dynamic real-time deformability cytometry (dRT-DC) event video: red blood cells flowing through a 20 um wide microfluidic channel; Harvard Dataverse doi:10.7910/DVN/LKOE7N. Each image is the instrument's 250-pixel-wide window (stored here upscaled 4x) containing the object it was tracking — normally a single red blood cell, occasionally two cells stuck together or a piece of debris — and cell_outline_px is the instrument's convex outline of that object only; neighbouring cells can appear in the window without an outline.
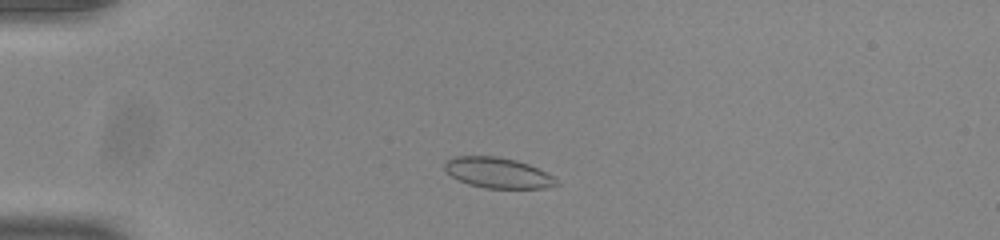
{"species": "common noctule bat (a hibernating species)", "species_latin": "Nyctalus noctula", "temperature_condition": "room temperature", "stored_images_in_passage": 47, "camera_frame_rate_fps": 3000, "um_per_image_px": 0.085, "animal": {"sex": "male", "body_mass_g": 20.0, "forearm_length_mm": 53.3}, "frame": {"image": 1, "passage_image": 7, "time_ms": 2.0, "image_size_px": [1000, 240], "cell_outline_px": [[560, 184], [544, 188], [484, 188], [468, 184], [452, 176], [444, 168], [444, 164], [448, 160], [456, 156], [500, 156], [516, 160], [528, 164], [552, 176]], "centroid_in_image_um": [42.31, 14.69], "position_along_channel_um": 42.7, "area_um2": 19.65}}
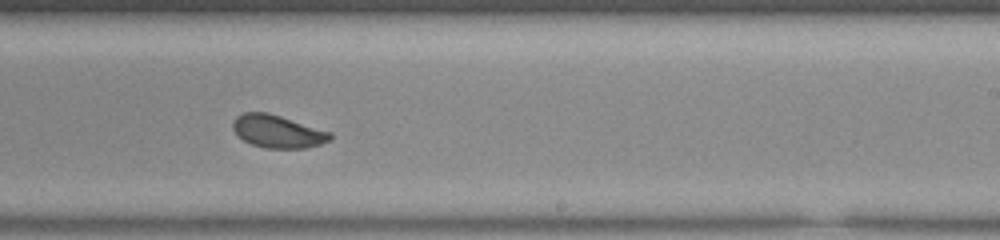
{"frame": {"image": 2, "passage_image": 27, "time_ms": 8.667, "image_size_px": [1000, 240], "cell_outline_px": [[332, 140], [320, 144], [304, 148], [264, 148], [252, 144], [236, 136], [232, 128], [232, 124], [236, 116], [244, 112], [268, 112], [332, 132]], "centroid_in_image_um": [23.59, 11.17], "position_along_channel_um": 265.4, "area_um2": 18.73}}
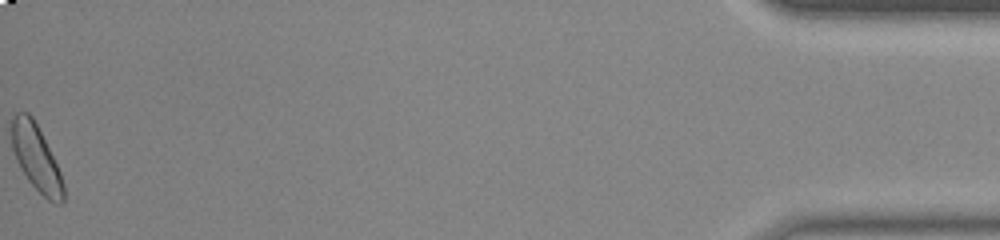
{"frame": {"image": 3, "passage_image": 47, "time_ms": 15.333, "image_size_px": [1000, 240], "cell_outline_px": [[64, 204], [56, 204], [48, 200], [28, 180], [20, 168], [16, 160], [12, 148], [12, 116], [16, 112], [28, 112], [32, 116], [60, 172], [64, 184]], "centroid_in_image_um": [3.07, 13.44], "position_along_channel_um": 432.1, "area_um2": 19.59}, "authors_computed_cell_mechanics": {"area_um2": 19.1318, "velocity_mm_per_s": 3.8623, "shape_relaxation_time_tau1_ms": 4.8341, "shape_relaxation_time_tau2_ms": 0.921, "deformation_change_tau1": 0.1097, "deformation_change_tau2": 0.0447}}